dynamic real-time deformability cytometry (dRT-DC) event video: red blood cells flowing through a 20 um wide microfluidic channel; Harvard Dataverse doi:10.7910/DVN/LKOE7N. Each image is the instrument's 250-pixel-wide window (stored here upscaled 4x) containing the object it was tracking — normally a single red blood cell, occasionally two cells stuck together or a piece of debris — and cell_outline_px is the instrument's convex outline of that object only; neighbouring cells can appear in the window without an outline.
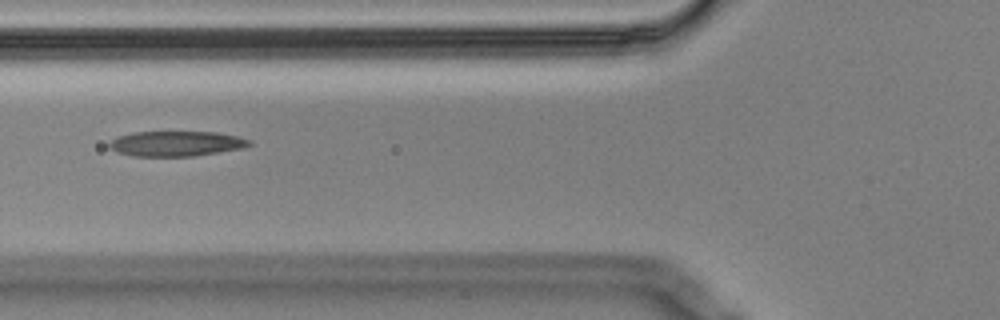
{"species": "Egyptian fruit bat (a non-hibernating species)", "species_latin": "Rousettus aegyptiacus", "temperature_condition": "cold", "stored_images_in_passage": 8, "camera_frame_rate_fps": 3000, "um_per_image_px": 0.085, "animal": {"sex": "male"}, "frame": {"image": 1, "passage_image": 6, "time_ms": 1.667, "image_size_px": [1000, 320], "cell_outline_px": [[252, 144], [244, 148], [192, 156], [132, 156], [116, 152], [108, 148], [108, 144], [116, 136], [132, 132], [216, 132], [240, 136], [252, 140]], "centroid_in_image_um": [14.97, 12.2], "position_along_channel_um": 110.8, "area_um2": 20.75}}
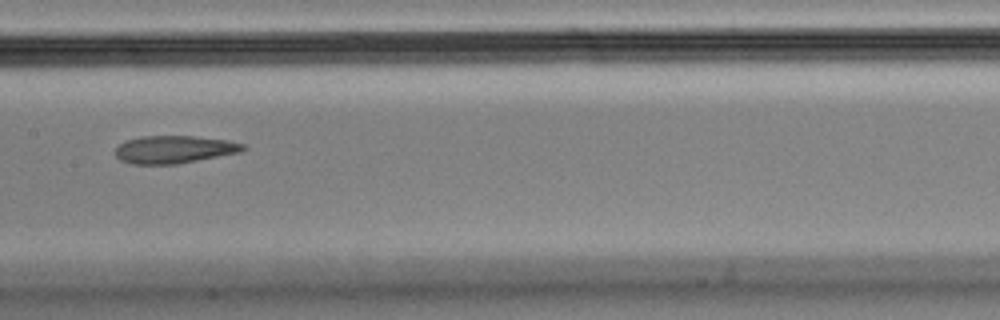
{"frame": {"image": 2, "passage_image": 8, "time_ms": 2.333, "image_size_px": [1000, 320], "cell_outline_px": [[248, 148], [240, 152], [176, 164], [132, 164], [120, 160], [116, 156], [116, 148], [120, 144], [128, 140], [140, 136], [192, 136], [228, 140], [244, 144]], "centroid_in_image_um": [14.81, 12.7], "position_along_channel_um": 192.6, "area_um2": 20.46}}